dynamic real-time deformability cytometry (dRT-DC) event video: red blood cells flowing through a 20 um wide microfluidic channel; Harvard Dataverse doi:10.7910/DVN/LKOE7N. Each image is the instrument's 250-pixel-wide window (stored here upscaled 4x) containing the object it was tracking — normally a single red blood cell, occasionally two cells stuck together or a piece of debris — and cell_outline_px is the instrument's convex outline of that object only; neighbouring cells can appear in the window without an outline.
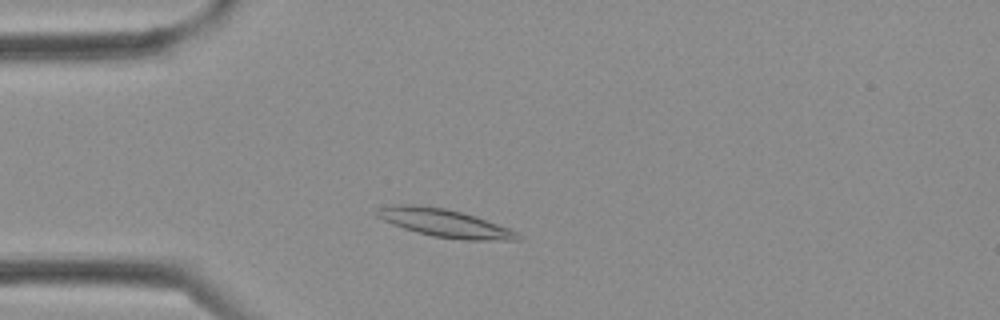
{"species": "Egyptian fruit bat (a non-hibernating species)", "species_latin": "Rousettus aegyptiacus", "temperature_condition": "cold", "stored_images_in_passage": 1, "camera_frame_rate_fps": 3000, "um_per_image_px": 0.085, "frame": {"image": 1, "passage_image": 1, "time_ms": 0.0, "image_size_px": [1000, 320], "cell_outline_px": [[520, 240], [464, 240], [432, 236], [416, 232], [392, 224], [376, 216], [376, 212], [380, 208], [392, 204], [420, 204], [444, 208], [476, 216], [508, 228], [516, 232], [520, 236]], "centroid_in_image_um": [37.77, 18.95], "position_along_channel_um": 47.2, "area_um2": 22.83}}